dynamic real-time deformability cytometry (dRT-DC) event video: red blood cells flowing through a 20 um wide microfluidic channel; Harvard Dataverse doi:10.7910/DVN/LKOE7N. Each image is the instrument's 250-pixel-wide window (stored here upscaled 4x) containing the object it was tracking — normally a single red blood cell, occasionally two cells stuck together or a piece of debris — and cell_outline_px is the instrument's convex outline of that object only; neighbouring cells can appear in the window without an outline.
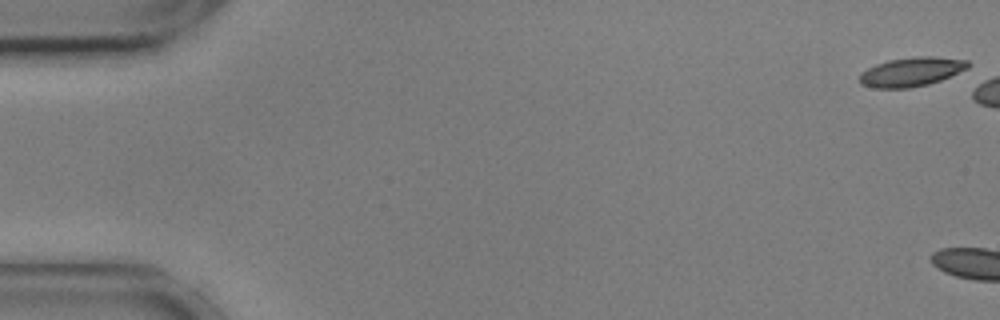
{"species": "common noctule bat (a hibernating species)", "species_latin": "Nyctalus noctula", "temperature_condition": "cold", "stored_images_in_passage": 4, "camera_frame_rate_fps": 3000, "um_per_image_px": 0.085, "animal": {"sex": "male", "body_mass_g": 17.9, "forearm_length_mm": 54.2}, "frame": {"image": 1, "passage_image": 1, "time_ms": 0.0, "image_size_px": [1000, 320], "cell_outline_px": [[972, 64], [968, 68], [940, 80], [928, 84], [908, 88], [876, 88], [860, 84], [860, 72], [876, 64], [888, 60], [912, 56], [932, 56], [968, 60]], "centroid_in_image_um": [77.47, 6.09], "position_along_channel_um": 7.5, "area_um2": 18.44}}